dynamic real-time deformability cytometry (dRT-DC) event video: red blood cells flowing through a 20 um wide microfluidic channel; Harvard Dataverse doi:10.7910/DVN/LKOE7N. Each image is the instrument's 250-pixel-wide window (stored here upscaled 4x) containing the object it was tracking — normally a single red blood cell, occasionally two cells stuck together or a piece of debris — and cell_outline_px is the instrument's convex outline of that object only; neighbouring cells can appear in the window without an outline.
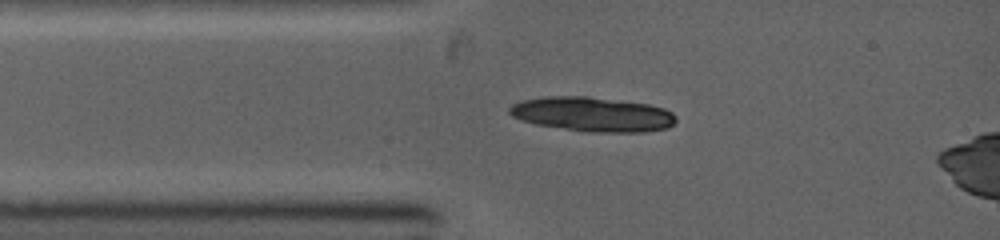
{"species": "common noctule bat (a hibernating species)", "species_latin": "Nyctalus noctula", "temperature_condition": "warm", "stored_images_in_passage": 1, "camera_frame_rate_fps": 5000, "um_per_image_px": 0.085, "animal": {"sex": "female", "body_mass_g": 19.0, "forearm_length_mm": 53.3}, "frame": {"image": 1, "passage_image": 1, "time_ms": 0.0, "image_size_px": [1000, 240], "cell_outline_px": [[676, 120], [668, 128], [644, 132], [588, 132], [536, 124], [520, 120], [512, 116], [508, 112], [508, 108], [512, 104], [524, 100], [544, 96], [588, 96], [648, 104], [664, 108], [672, 112], [676, 116]], "centroid_in_image_um": [50.36, 9.71], "position_along_channel_um": 34.6, "area_um2": 33.58}}